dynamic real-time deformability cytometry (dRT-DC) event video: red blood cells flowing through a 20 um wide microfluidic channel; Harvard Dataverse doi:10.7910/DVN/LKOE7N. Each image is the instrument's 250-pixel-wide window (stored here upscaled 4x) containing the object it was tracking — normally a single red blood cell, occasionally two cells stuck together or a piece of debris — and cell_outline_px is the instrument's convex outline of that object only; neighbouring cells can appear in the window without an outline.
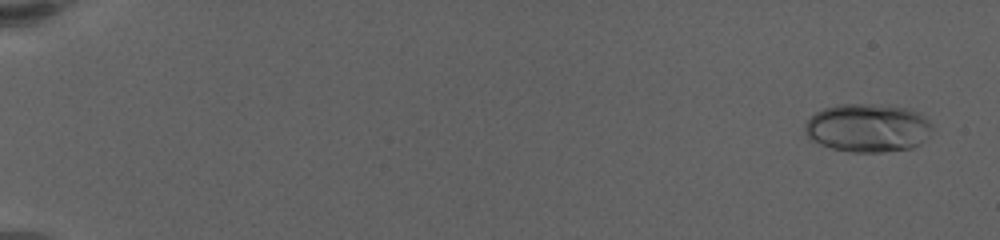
{"species": "human", "species_latin": "Homo sapiens", "temperature_condition": "warm", "stored_images_in_passage": 50, "camera_frame_rate_fps": 3000, "um_per_image_px": 0.085, "donor": {"sex": "female"}, "frame": {"image": 1, "passage_image": 3, "time_ms": 0.667, "image_size_px": [1000, 240], "cell_outline_px": [[932, 128], [928, 136], [920, 144], [912, 148], [880, 152], [852, 152], [832, 148], [820, 144], [812, 140], [804, 132], [804, 124], [816, 112], [824, 108], [840, 104], [868, 104], [908, 108], [920, 112], [928, 120]], "centroid_in_image_um": [73.76, 10.87], "position_along_channel_um": 11.2, "area_um2": 35.84}}
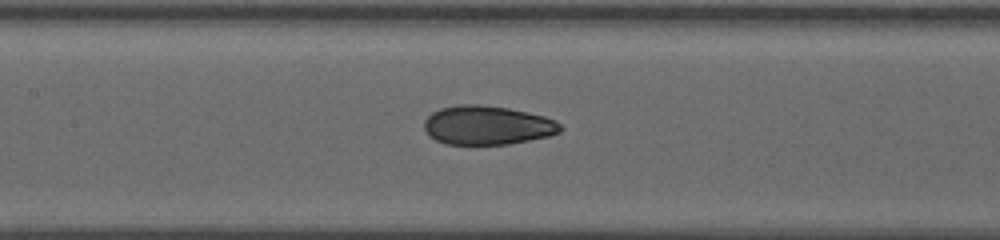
{"frame": {"image": 2, "passage_image": 33, "time_ms": 10.667, "image_size_px": [1000, 240], "cell_outline_px": [[564, 128], [560, 132], [548, 136], [508, 144], [444, 144], [428, 136], [424, 128], [424, 120], [432, 112], [440, 108], [460, 104], [476, 104], [508, 108], [544, 116], [556, 120]], "centroid_in_image_um": [41.4, 10.64], "position_along_channel_um": 166.0, "area_um2": 30.98}}
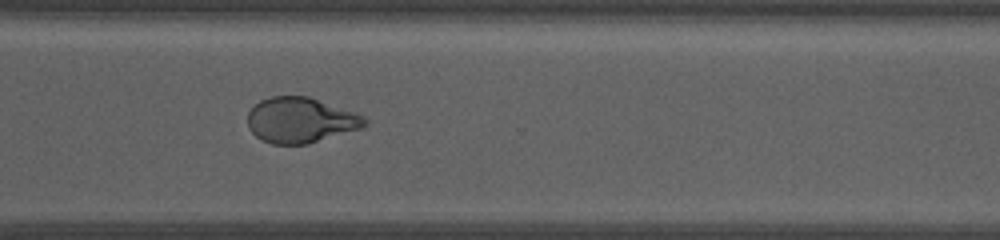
{"frame": {"image": 3, "passage_image": 49, "time_ms": 16.0, "image_size_px": [1000, 240], "cell_outline_px": [[368, 124], [364, 128], [308, 144], [272, 144], [256, 136], [248, 128], [248, 112], [260, 100], [272, 96], [308, 96], [356, 112], [364, 116], [368, 120]], "centroid_in_image_um": [25.6, 10.21], "position_along_channel_um": 345.0, "area_um2": 31.21}}